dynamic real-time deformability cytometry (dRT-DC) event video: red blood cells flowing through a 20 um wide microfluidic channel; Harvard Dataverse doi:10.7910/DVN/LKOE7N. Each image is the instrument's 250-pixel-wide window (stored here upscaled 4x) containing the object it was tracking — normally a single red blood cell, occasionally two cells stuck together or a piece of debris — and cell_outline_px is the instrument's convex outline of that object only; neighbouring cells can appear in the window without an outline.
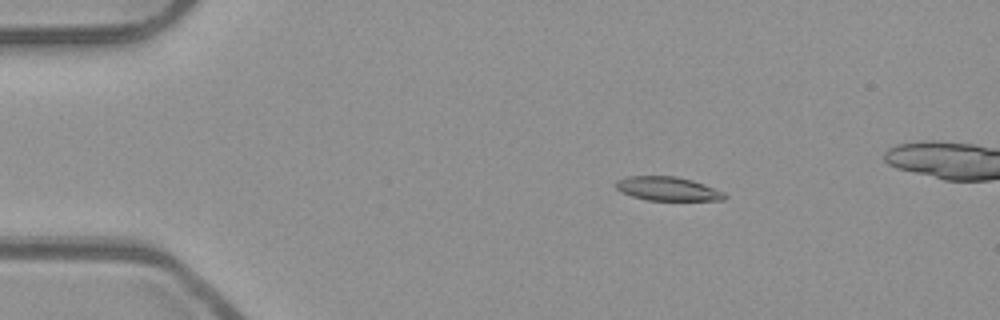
{"species": "common noctule bat (a hibernating species)", "species_latin": "Nyctalus noctula", "temperature_condition": "room temperature", "stored_images_in_passage": 54, "camera_frame_rate_fps": 3000, "um_per_image_px": 0.085, "animal": {"sex": "male", "body_mass_g": 23.1, "forearm_length_mm": 52.7}, "frame": {"image": 1, "passage_image": 10, "time_ms": 3.0, "image_size_px": [1000, 320], "cell_outline_px": [[728, 196], [724, 200], [648, 200], [632, 196], [620, 192], [612, 184], [616, 180], [628, 176], [676, 176], [692, 180], [704, 184], [724, 192]], "centroid_in_image_um": [56.71, 16.04], "position_along_channel_um": 28.3, "area_um2": 15.26}}
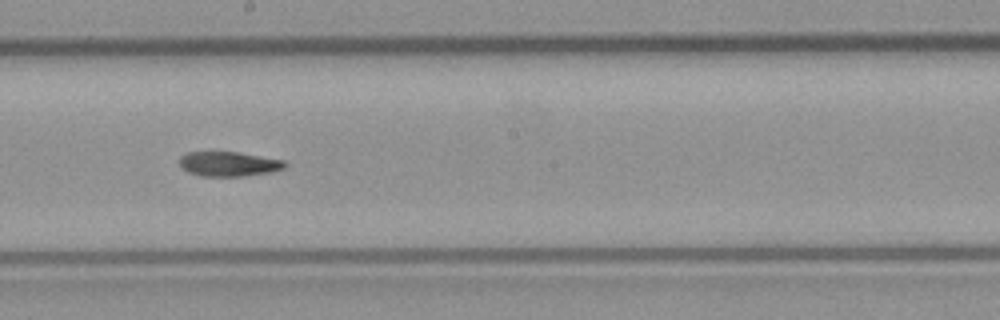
{"frame": {"image": 2, "passage_image": 30, "time_ms": 9.667, "image_size_px": [1000, 320], "cell_outline_px": [[288, 164], [284, 168], [272, 172], [244, 176], [200, 176], [188, 172], [180, 168], [180, 156], [188, 152], [236, 152], [284, 160]], "centroid_in_image_um": [19.43, 13.94], "position_along_channel_um": 228.8, "area_um2": 15.2}}
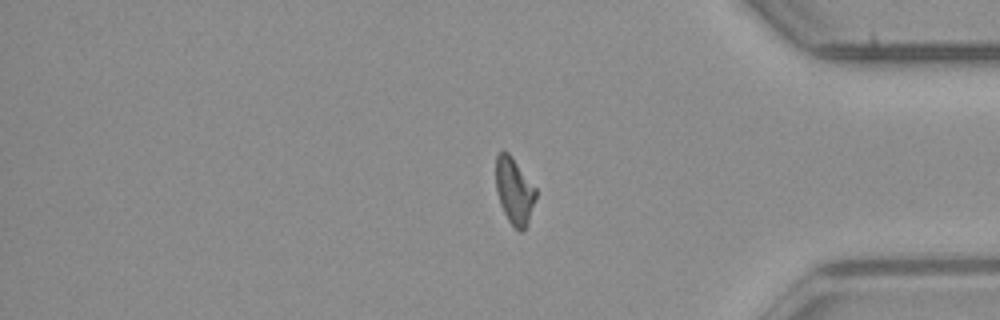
{"frame": {"image": 3, "passage_image": 44, "time_ms": 14.333, "image_size_px": [1000, 320], "cell_outline_px": [[536, 196], [524, 232], [520, 232], [508, 220], [500, 204], [496, 192], [496, 156], [504, 148], [508, 152], [536, 188]], "centroid_in_image_um": [43.69, 16.21], "position_along_channel_um": 391.5, "area_um2": 15.32}, "authors_computed_cell_mechanics": {"area_um2": 15.7216, "velocity_mm_per_s": 3.9744, "shape_relaxation_time_tau1_ms": null, "shape_relaxation_time_tau2_ms": 5.546, "deformation_change_tau1": null, "deformation_change_tau2": 0.1275}}